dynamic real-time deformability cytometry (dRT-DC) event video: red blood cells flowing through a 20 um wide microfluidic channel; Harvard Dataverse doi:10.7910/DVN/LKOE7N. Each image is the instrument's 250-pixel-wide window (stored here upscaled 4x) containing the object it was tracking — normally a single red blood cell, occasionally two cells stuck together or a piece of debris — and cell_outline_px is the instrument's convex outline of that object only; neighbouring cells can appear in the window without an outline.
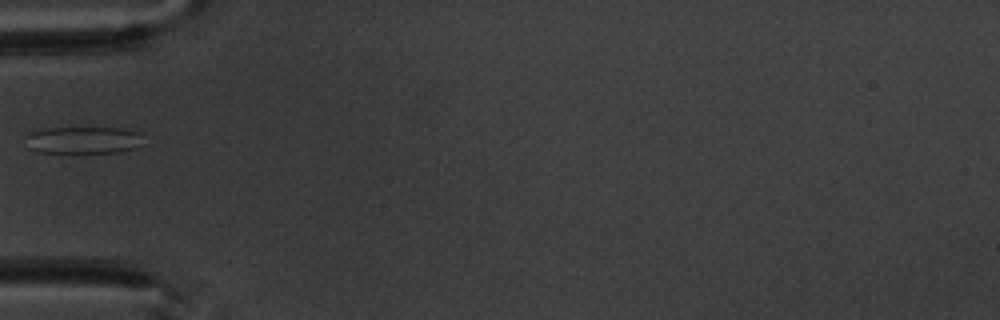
{"species": "common noctule bat (a hibernating species)", "species_latin": "Nyctalus noctula", "temperature_condition": "warm", "stored_images_in_passage": 7, "camera_frame_rate_fps": 3000, "um_per_image_px": 0.085, "animal": {"sex": "male", "body_mass_g": 20.1, "forearm_length_mm": 53.5}, "frame": {"image": 1, "passage_image": 6, "time_ms": 6.0, "image_size_px": [1000, 320], "cell_outline_px": [[140, 132], [136, 148], [116, 152], [36, 152], [28, 148], [24, 136], [28, 132], [48, 128], [116, 128]], "centroid_in_image_um": [6.95, 11.9], "position_along_channel_um": 78.1, "area_um2": 18.26}}
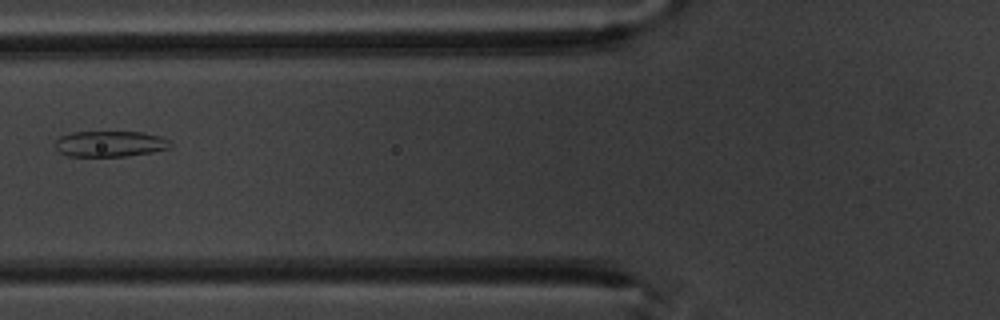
{"frame": {"image": 2, "passage_image": 7, "time_ms": 7.0, "image_size_px": [1000, 320], "cell_outline_px": [[172, 144], [168, 148], [152, 152], [124, 156], [68, 156], [60, 152], [56, 148], [56, 140], [60, 136], [72, 132], [140, 132], [160, 136], [172, 140]], "centroid_in_image_um": [9.37, 12.22], "position_along_channel_um": 116.4, "area_um2": 17.28}}